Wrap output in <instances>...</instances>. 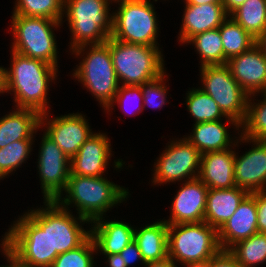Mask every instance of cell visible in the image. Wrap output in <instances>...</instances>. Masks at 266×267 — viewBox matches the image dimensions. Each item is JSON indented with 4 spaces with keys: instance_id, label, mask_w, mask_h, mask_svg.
<instances>
[{
    "instance_id": "9",
    "label": "cell",
    "mask_w": 266,
    "mask_h": 267,
    "mask_svg": "<svg viewBox=\"0 0 266 267\" xmlns=\"http://www.w3.org/2000/svg\"><path fill=\"white\" fill-rule=\"evenodd\" d=\"M89 47L87 56L79 63L73 77L79 79L105 109L112 103L120 86L112 64L109 39L103 44Z\"/></svg>"
},
{
    "instance_id": "10",
    "label": "cell",
    "mask_w": 266,
    "mask_h": 267,
    "mask_svg": "<svg viewBox=\"0 0 266 267\" xmlns=\"http://www.w3.org/2000/svg\"><path fill=\"white\" fill-rule=\"evenodd\" d=\"M203 89L226 117L241 125L246 117L249 94L233 78L227 64L200 66Z\"/></svg>"
},
{
    "instance_id": "26",
    "label": "cell",
    "mask_w": 266,
    "mask_h": 267,
    "mask_svg": "<svg viewBox=\"0 0 266 267\" xmlns=\"http://www.w3.org/2000/svg\"><path fill=\"white\" fill-rule=\"evenodd\" d=\"M222 121L194 124L193 135L185 137L201 154L229 149L231 138Z\"/></svg>"
},
{
    "instance_id": "33",
    "label": "cell",
    "mask_w": 266,
    "mask_h": 267,
    "mask_svg": "<svg viewBox=\"0 0 266 267\" xmlns=\"http://www.w3.org/2000/svg\"><path fill=\"white\" fill-rule=\"evenodd\" d=\"M263 101L252 104L250 95L247 102V113L240 125L242 136L252 140H266V92L262 94ZM245 130V131H244Z\"/></svg>"
},
{
    "instance_id": "39",
    "label": "cell",
    "mask_w": 266,
    "mask_h": 267,
    "mask_svg": "<svg viewBox=\"0 0 266 267\" xmlns=\"http://www.w3.org/2000/svg\"><path fill=\"white\" fill-rule=\"evenodd\" d=\"M211 267H241L236 258L228 251L221 250L211 258Z\"/></svg>"
},
{
    "instance_id": "19",
    "label": "cell",
    "mask_w": 266,
    "mask_h": 267,
    "mask_svg": "<svg viewBox=\"0 0 266 267\" xmlns=\"http://www.w3.org/2000/svg\"><path fill=\"white\" fill-rule=\"evenodd\" d=\"M255 233H258L257 205L255 197L249 193L233 215L218 230L220 247L222 250H229L237 242Z\"/></svg>"
},
{
    "instance_id": "46",
    "label": "cell",
    "mask_w": 266,
    "mask_h": 267,
    "mask_svg": "<svg viewBox=\"0 0 266 267\" xmlns=\"http://www.w3.org/2000/svg\"><path fill=\"white\" fill-rule=\"evenodd\" d=\"M186 4H195V5H202V4H222V0H185Z\"/></svg>"
},
{
    "instance_id": "48",
    "label": "cell",
    "mask_w": 266,
    "mask_h": 267,
    "mask_svg": "<svg viewBox=\"0 0 266 267\" xmlns=\"http://www.w3.org/2000/svg\"><path fill=\"white\" fill-rule=\"evenodd\" d=\"M186 266L187 267H211V259L202 261V262L191 263Z\"/></svg>"
},
{
    "instance_id": "23",
    "label": "cell",
    "mask_w": 266,
    "mask_h": 267,
    "mask_svg": "<svg viewBox=\"0 0 266 267\" xmlns=\"http://www.w3.org/2000/svg\"><path fill=\"white\" fill-rule=\"evenodd\" d=\"M100 217L93 221L91 237L96 246V251L102 254H119L134 240L133 227L122 221H102Z\"/></svg>"
},
{
    "instance_id": "47",
    "label": "cell",
    "mask_w": 266,
    "mask_h": 267,
    "mask_svg": "<svg viewBox=\"0 0 266 267\" xmlns=\"http://www.w3.org/2000/svg\"><path fill=\"white\" fill-rule=\"evenodd\" d=\"M6 68L0 67V94L6 92Z\"/></svg>"
},
{
    "instance_id": "1",
    "label": "cell",
    "mask_w": 266,
    "mask_h": 267,
    "mask_svg": "<svg viewBox=\"0 0 266 267\" xmlns=\"http://www.w3.org/2000/svg\"><path fill=\"white\" fill-rule=\"evenodd\" d=\"M11 69L5 71L6 93L14 92L17 108L40 114V126L47 122L49 81L55 80L57 68L43 60L12 51ZM46 120V121H44Z\"/></svg>"
},
{
    "instance_id": "14",
    "label": "cell",
    "mask_w": 266,
    "mask_h": 267,
    "mask_svg": "<svg viewBox=\"0 0 266 267\" xmlns=\"http://www.w3.org/2000/svg\"><path fill=\"white\" fill-rule=\"evenodd\" d=\"M240 140L253 142L254 148L238 157L235 153V185L249 193L266 191V140H252L240 135Z\"/></svg>"
},
{
    "instance_id": "31",
    "label": "cell",
    "mask_w": 266,
    "mask_h": 267,
    "mask_svg": "<svg viewBox=\"0 0 266 267\" xmlns=\"http://www.w3.org/2000/svg\"><path fill=\"white\" fill-rule=\"evenodd\" d=\"M195 44L200 54L201 66L224 64V50L219 28L196 34L186 43Z\"/></svg>"
},
{
    "instance_id": "45",
    "label": "cell",
    "mask_w": 266,
    "mask_h": 267,
    "mask_svg": "<svg viewBox=\"0 0 266 267\" xmlns=\"http://www.w3.org/2000/svg\"><path fill=\"white\" fill-rule=\"evenodd\" d=\"M255 44L261 49L263 55L266 58V28L262 34L256 39Z\"/></svg>"
},
{
    "instance_id": "32",
    "label": "cell",
    "mask_w": 266,
    "mask_h": 267,
    "mask_svg": "<svg viewBox=\"0 0 266 267\" xmlns=\"http://www.w3.org/2000/svg\"><path fill=\"white\" fill-rule=\"evenodd\" d=\"M13 14L62 22L64 0H16Z\"/></svg>"
},
{
    "instance_id": "3",
    "label": "cell",
    "mask_w": 266,
    "mask_h": 267,
    "mask_svg": "<svg viewBox=\"0 0 266 267\" xmlns=\"http://www.w3.org/2000/svg\"><path fill=\"white\" fill-rule=\"evenodd\" d=\"M65 192L68 195L66 194L64 198L59 197L56 202L64 209L74 203L78 210L77 219L83 224L92 223L103 217L109 208L123 202L129 194L128 190L108 181L103 176L80 175L69 176Z\"/></svg>"
},
{
    "instance_id": "20",
    "label": "cell",
    "mask_w": 266,
    "mask_h": 267,
    "mask_svg": "<svg viewBox=\"0 0 266 267\" xmlns=\"http://www.w3.org/2000/svg\"><path fill=\"white\" fill-rule=\"evenodd\" d=\"M235 151L230 148L201 154L198 178L209 189H229L235 187Z\"/></svg>"
},
{
    "instance_id": "21",
    "label": "cell",
    "mask_w": 266,
    "mask_h": 267,
    "mask_svg": "<svg viewBox=\"0 0 266 267\" xmlns=\"http://www.w3.org/2000/svg\"><path fill=\"white\" fill-rule=\"evenodd\" d=\"M179 41L187 42L196 34L219 28L229 17L223 4H186Z\"/></svg>"
},
{
    "instance_id": "22",
    "label": "cell",
    "mask_w": 266,
    "mask_h": 267,
    "mask_svg": "<svg viewBox=\"0 0 266 267\" xmlns=\"http://www.w3.org/2000/svg\"><path fill=\"white\" fill-rule=\"evenodd\" d=\"M249 192L240 187L208 189L204 221L219 230Z\"/></svg>"
},
{
    "instance_id": "25",
    "label": "cell",
    "mask_w": 266,
    "mask_h": 267,
    "mask_svg": "<svg viewBox=\"0 0 266 267\" xmlns=\"http://www.w3.org/2000/svg\"><path fill=\"white\" fill-rule=\"evenodd\" d=\"M167 240L168 224L165 221H157L134 231V241L138 244L144 263L168 257Z\"/></svg>"
},
{
    "instance_id": "43",
    "label": "cell",
    "mask_w": 266,
    "mask_h": 267,
    "mask_svg": "<svg viewBox=\"0 0 266 267\" xmlns=\"http://www.w3.org/2000/svg\"><path fill=\"white\" fill-rule=\"evenodd\" d=\"M110 267H127L120 254H104Z\"/></svg>"
},
{
    "instance_id": "35",
    "label": "cell",
    "mask_w": 266,
    "mask_h": 267,
    "mask_svg": "<svg viewBox=\"0 0 266 267\" xmlns=\"http://www.w3.org/2000/svg\"><path fill=\"white\" fill-rule=\"evenodd\" d=\"M97 250L90 236L79 247L59 254L50 267H94L93 253Z\"/></svg>"
},
{
    "instance_id": "29",
    "label": "cell",
    "mask_w": 266,
    "mask_h": 267,
    "mask_svg": "<svg viewBox=\"0 0 266 267\" xmlns=\"http://www.w3.org/2000/svg\"><path fill=\"white\" fill-rule=\"evenodd\" d=\"M230 16L257 39L266 28V0H246Z\"/></svg>"
},
{
    "instance_id": "16",
    "label": "cell",
    "mask_w": 266,
    "mask_h": 267,
    "mask_svg": "<svg viewBox=\"0 0 266 267\" xmlns=\"http://www.w3.org/2000/svg\"><path fill=\"white\" fill-rule=\"evenodd\" d=\"M208 187L197 177L186 181L177 192L167 224L198 223L204 221Z\"/></svg>"
},
{
    "instance_id": "17",
    "label": "cell",
    "mask_w": 266,
    "mask_h": 267,
    "mask_svg": "<svg viewBox=\"0 0 266 267\" xmlns=\"http://www.w3.org/2000/svg\"><path fill=\"white\" fill-rule=\"evenodd\" d=\"M47 130L44 132L58 147L71 159L79 151V148L93 134L82 114H68L55 117L47 122Z\"/></svg>"
},
{
    "instance_id": "13",
    "label": "cell",
    "mask_w": 266,
    "mask_h": 267,
    "mask_svg": "<svg viewBox=\"0 0 266 267\" xmlns=\"http://www.w3.org/2000/svg\"><path fill=\"white\" fill-rule=\"evenodd\" d=\"M91 236L76 218L56 201H49L50 254H62L82 245Z\"/></svg>"
},
{
    "instance_id": "28",
    "label": "cell",
    "mask_w": 266,
    "mask_h": 267,
    "mask_svg": "<svg viewBox=\"0 0 266 267\" xmlns=\"http://www.w3.org/2000/svg\"><path fill=\"white\" fill-rule=\"evenodd\" d=\"M186 105L191 116L196 119L195 124L222 120L221 117L224 116L230 121L229 124L236 126V129L240 127L234 119L226 117L213 98L201 88L187 93Z\"/></svg>"
},
{
    "instance_id": "36",
    "label": "cell",
    "mask_w": 266,
    "mask_h": 267,
    "mask_svg": "<svg viewBox=\"0 0 266 267\" xmlns=\"http://www.w3.org/2000/svg\"><path fill=\"white\" fill-rule=\"evenodd\" d=\"M164 76L165 74H162L160 77L150 82L139 85L143 95V104L150 107L152 106V108H160L166 104L167 87L163 85L165 84L163 82V80H165ZM158 98L160 99V102L156 103Z\"/></svg>"
},
{
    "instance_id": "18",
    "label": "cell",
    "mask_w": 266,
    "mask_h": 267,
    "mask_svg": "<svg viewBox=\"0 0 266 267\" xmlns=\"http://www.w3.org/2000/svg\"><path fill=\"white\" fill-rule=\"evenodd\" d=\"M106 134L94 133L70 159V175L102 177L112 155Z\"/></svg>"
},
{
    "instance_id": "5",
    "label": "cell",
    "mask_w": 266,
    "mask_h": 267,
    "mask_svg": "<svg viewBox=\"0 0 266 267\" xmlns=\"http://www.w3.org/2000/svg\"><path fill=\"white\" fill-rule=\"evenodd\" d=\"M158 47L125 43L110 37V55L119 84L122 81V85L139 86L166 73Z\"/></svg>"
},
{
    "instance_id": "41",
    "label": "cell",
    "mask_w": 266,
    "mask_h": 267,
    "mask_svg": "<svg viewBox=\"0 0 266 267\" xmlns=\"http://www.w3.org/2000/svg\"><path fill=\"white\" fill-rule=\"evenodd\" d=\"M2 249L4 255L7 257V261L11 262L8 266H0V267H32L29 264L22 261L15 253H13L3 242H2Z\"/></svg>"
},
{
    "instance_id": "4",
    "label": "cell",
    "mask_w": 266,
    "mask_h": 267,
    "mask_svg": "<svg viewBox=\"0 0 266 267\" xmlns=\"http://www.w3.org/2000/svg\"><path fill=\"white\" fill-rule=\"evenodd\" d=\"M110 1L114 0H64L63 11L73 36L70 49L77 56L88 45L103 44L110 38L113 19L109 14Z\"/></svg>"
},
{
    "instance_id": "42",
    "label": "cell",
    "mask_w": 266,
    "mask_h": 267,
    "mask_svg": "<svg viewBox=\"0 0 266 267\" xmlns=\"http://www.w3.org/2000/svg\"><path fill=\"white\" fill-rule=\"evenodd\" d=\"M246 0H222V4L230 16L237 8H239Z\"/></svg>"
},
{
    "instance_id": "7",
    "label": "cell",
    "mask_w": 266,
    "mask_h": 267,
    "mask_svg": "<svg viewBox=\"0 0 266 267\" xmlns=\"http://www.w3.org/2000/svg\"><path fill=\"white\" fill-rule=\"evenodd\" d=\"M11 23L14 36L12 51L58 67L57 46L52 29L61 26L62 22L13 14Z\"/></svg>"
},
{
    "instance_id": "2",
    "label": "cell",
    "mask_w": 266,
    "mask_h": 267,
    "mask_svg": "<svg viewBox=\"0 0 266 267\" xmlns=\"http://www.w3.org/2000/svg\"><path fill=\"white\" fill-rule=\"evenodd\" d=\"M44 209L21 216L5 233L3 243L32 267H50L59 254H50L49 201Z\"/></svg>"
},
{
    "instance_id": "34",
    "label": "cell",
    "mask_w": 266,
    "mask_h": 267,
    "mask_svg": "<svg viewBox=\"0 0 266 267\" xmlns=\"http://www.w3.org/2000/svg\"><path fill=\"white\" fill-rule=\"evenodd\" d=\"M33 139L18 140L0 148V179L17 169L29 158Z\"/></svg>"
},
{
    "instance_id": "44",
    "label": "cell",
    "mask_w": 266,
    "mask_h": 267,
    "mask_svg": "<svg viewBox=\"0 0 266 267\" xmlns=\"http://www.w3.org/2000/svg\"><path fill=\"white\" fill-rule=\"evenodd\" d=\"M146 267H177L169 257L160 261H153L144 263Z\"/></svg>"
},
{
    "instance_id": "8",
    "label": "cell",
    "mask_w": 266,
    "mask_h": 267,
    "mask_svg": "<svg viewBox=\"0 0 266 267\" xmlns=\"http://www.w3.org/2000/svg\"><path fill=\"white\" fill-rule=\"evenodd\" d=\"M120 2L112 14L111 38L130 44L157 46V19L149 0H114Z\"/></svg>"
},
{
    "instance_id": "40",
    "label": "cell",
    "mask_w": 266,
    "mask_h": 267,
    "mask_svg": "<svg viewBox=\"0 0 266 267\" xmlns=\"http://www.w3.org/2000/svg\"><path fill=\"white\" fill-rule=\"evenodd\" d=\"M119 254L123 258V261L126 263L127 267H129L131 263L138 260L142 261V263L144 264V260L142 258L138 244L134 240L130 244H128Z\"/></svg>"
},
{
    "instance_id": "27",
    "label": "cell",
    "mask_w": 266,
    "mask_h": 267,
    "mask_svg": "<svg viewBox=\"0 0 266 267\" xmlns=\"http://www.w3.org/2000/svg\"><path fill=\"white\" fill-rule=\"evenodd\" d=\"M229 18H226L219 26L224 50V64H227L230 58L249 50L256 42V39L231 16Z\"/></svg>"
},
{
    "instance_id": "11",
    "label": "cell",
    "mask_w": 266,
    "mask_h": 267,
    "mask_svg": "<svg viewBox=\"0 0 266 267\" xmlns=\"http://www.w3.org/2000/svg\"><path fill=\"white\" fill-rule=\"evenodd\" d=\"M161 155L154 167V184L199 176L201 153L186 138L172 141Z\"/></svg>"
},
{
    "instance_id": "12",
    "label": "cell",
    "mask_w": 266,
    "mask_h": 267,
    "mask_svg": "<svg viewBox=\"0 0 266 267\" xmlns=\"http://www.w3.org/2000/svg\"><path fill=\"white\" fill-rule=\"evenodd\" d=\"M37 166L44 201H56L66 189L70 176V159L45 133Z\"/></svg>"
},
{
    "instance_id": "37",
    "label": "cell",
    "mask_w": 266,
    "mask_h": 267,
    "mask_svg": "<svg viewBox=\"0 0 266 267\" xmlns=\"http://www.w3.org/2000/svg\"><path fill=\"white\" fill-rule=\"evenodd\" d=\"M132 97H134V98L136 97V100H137V98H140L141 101L143 100V95H142V91H141L140 86H136V85L119 86V89L115 95V98L113 99L112 103L105 110H108V112H109L110 111L109 109H111L113 107L114 102H117L118 105H121V107L126 106V104L124 105L123 103L128 101V99H132ZM124 109H125V112H127L128 114H131V112L128 109H126V107H124L123 110Z\"/></svg>"
},
{
    "instance_id": "15",
    "label": "cell",
    "mask_w": 266,
    "mask_h": 267,
    "mask_svg": "<svg viewBox=\"0 0 266 267\" xmlns=\"http://www.w3.org/2000/svg\"><path fill=\"white\" fill-rule=\"evenodd\" d=\"M233 78L250 95L266 92V58L255 44L227 61Z\"/></svg>"
},
{
    "instance_id": "38",
    "label": "cell",
    "mask_w": 266,
    "mask_h": 267,
    "mask_svg": "<svg viewBox=\"0 0 266 267\" xmlns=\"http://www.w3.org/2000/svg\"><path fill=\"white\" fill-rule=\"evenodd\" d=\"M251 194L256 199L258 232L266 234V191L251 192Z\"/></svg>"
},
{
    "instance_id": "6",
    "label": "cell",
    "mask_w": 266,
    "mask_h": 267,
    "mask_svg": "<svg viewBox=\"0 0 266 267\" xmlns=\"http://www.w3.org/2000/svg\"><path fill=\"white\" fill-rule=\"evenodd\" d=\"M168 257L188 265L211 259L222 249L218 230L205 221L168 224Z\"/></svg>"
},
{
    "instance_id": "30",
    "label": "cell",
    "mask_w": 266,
    "mask_h": 267,
    "mask_svg": "<svg viewBox=\"0 0 266 267\" xmlns=\"http://www.w3.org/2000/svg\"><path fill=\"white\" fill-rule=\"evenodd\" d=\"M241 267H255L266 262V234L255 233L241 240L228 250Z\"/></svg>"
},
{
    "instance_id": "24",
    "label": "cell",
    "mask_w": 266,
    "mask_h": 267,
    "mask_svg": "<svg viewBox=\"0 0 266 267\" xmlns=\"http://www.w3.org/2000/svg\"><path fill=\"white\" fill-rule=\"evenodd\" d=\"M40 127V114L32 109L16 108L0 118V148L12 142L33 139Z\"/></svg>"
}]
</instances>
